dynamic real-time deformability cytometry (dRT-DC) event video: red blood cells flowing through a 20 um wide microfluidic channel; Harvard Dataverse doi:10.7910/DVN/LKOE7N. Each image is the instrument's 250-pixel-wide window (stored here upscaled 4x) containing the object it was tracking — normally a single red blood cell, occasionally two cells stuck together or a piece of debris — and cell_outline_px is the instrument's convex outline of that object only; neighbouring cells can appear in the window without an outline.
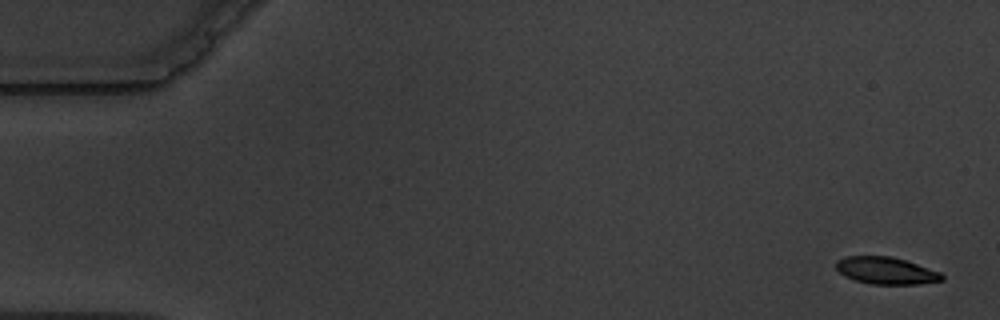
{"species": "common noctule bat (a hibernating species)", "species_latin": "Nyctalus noctula", "temperature_condition": "warm", "stored_images_in_passage": 5, "camera_frame_rate_fps": 3000, "um_per_image_px": 0.085, "animal": {"sex": "male", "body_mass_g": 19.5, "forearm_length_mm": 54.6}, "frame": {"image": 1, "passage_image": 1, "time_ms": 0.0, "image_size_px": [1000, 320], "cell_outline_px": [[944, 280], [920, 284], [872, 284], [856, 280], [844, 276], [836, 268], [836, 260], [844, 256], [892, 256], [940, 272], [944, 276]], "centroid_in_image_um": [75.3, 23.0], "position_along_channel_um": 9.7, "area_um2": 16.65}}